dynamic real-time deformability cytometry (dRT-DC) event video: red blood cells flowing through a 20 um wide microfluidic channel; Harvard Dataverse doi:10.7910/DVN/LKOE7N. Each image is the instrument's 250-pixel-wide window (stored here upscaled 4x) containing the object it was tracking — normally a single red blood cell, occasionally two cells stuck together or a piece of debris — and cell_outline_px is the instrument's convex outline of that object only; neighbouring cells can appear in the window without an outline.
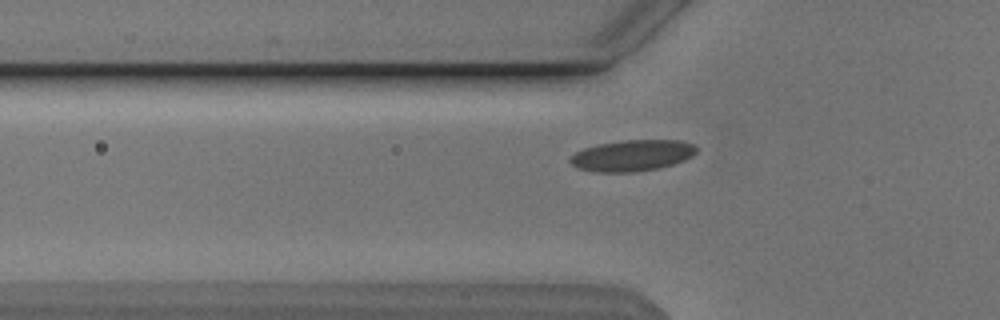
{"species": "Egyptian fruit bat (a non-hibernating species)", "species_latin": "Rousettus aegyptiacus", "temperature_condition": "cold", "stored_images_in_passage": 36, "camera_frame_rate_fps": 3000, "um_per_image_px": 0.085, "animal": {"sex": "male"}, "frame": {"image": 1, "passage_image": 8, "time_ms": 2.333, "image_size_px": [1000, 320], "cell_outline_px": [[696, 152], [692, 156], [684, 160], [672, 164], [656, 168], [632, 172], [596, 172], [576, 168], [568, 160], [568, 156], [584, 148], [596, 144], [624, 140], [680, 140], [696, 144]], "centroid_in_image_um": [53.7, 13.21], "position_along_channel_um": 72.1, "area_um2": 23.06}}
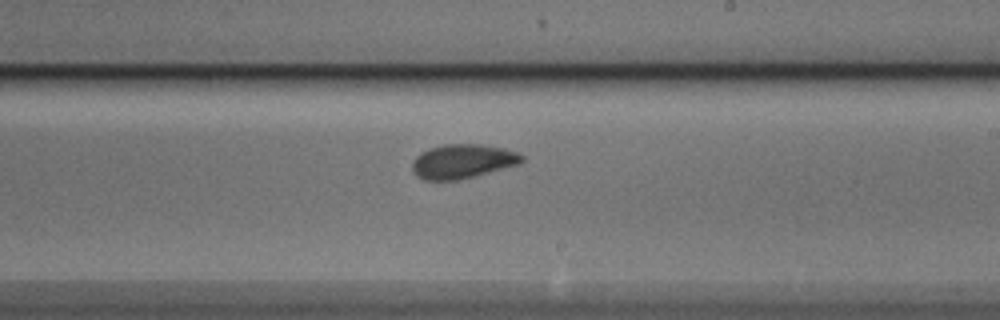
{"frame": {"image": 2, "passage_image": 22, "time_ms": 7.0, "image_size_px": [1000, 320], "cell_outline_px": [[524, 160], [520, 164], [460, 180], [424, 180], [416, 176], [412, 168], [412, 160], [420, 152], [428, 148], [444, 144], [480, 144], [504, 148], [520, 152], [524, 156]], "centroid_in_image_um": [39.33, 13.71], "position_along_channel_um": 249.7, "area_um2": 22.2}}
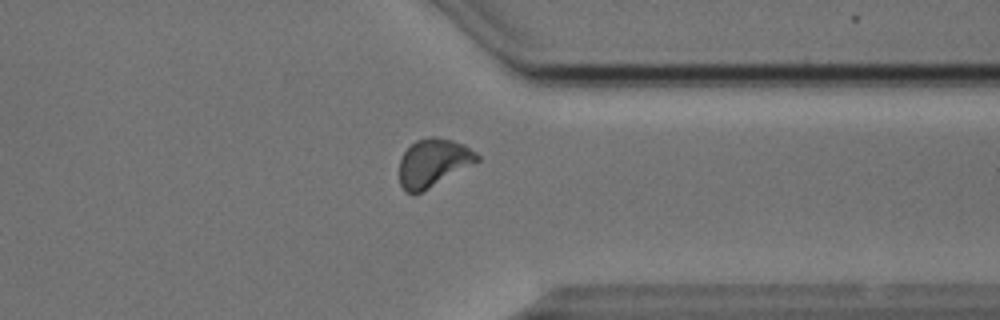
{"frame": {"image": 3, "passage_image": 32, "time_ms": 10.333, "image_size_px": [1000, 320], "cell_outline_px": [[480, 160], [420, 192], [412, 196], [404, 192], [400, 184], [400, 160], [404, 152], [416, 140], [432, 136], [436, 136], [452, 140], [464, 144], [476, 152], [480, 156]], "centroid_in_image_um": [36.81, 13.83], "position_along_channel_um": 374.6, "area_um2": 21.56}, "authors_computed_cell_mechanics": {"area_um2": 21.6172, "velocity_mm_per_s": 3.8133, "shape_relaxation_time_tau1_ms": 2.3421, "shape_relaxation_time_tau2_ms": 1.2109, "deformation_change_tau1": 0.0914, "deformation_change_tau2": 0.0422}}